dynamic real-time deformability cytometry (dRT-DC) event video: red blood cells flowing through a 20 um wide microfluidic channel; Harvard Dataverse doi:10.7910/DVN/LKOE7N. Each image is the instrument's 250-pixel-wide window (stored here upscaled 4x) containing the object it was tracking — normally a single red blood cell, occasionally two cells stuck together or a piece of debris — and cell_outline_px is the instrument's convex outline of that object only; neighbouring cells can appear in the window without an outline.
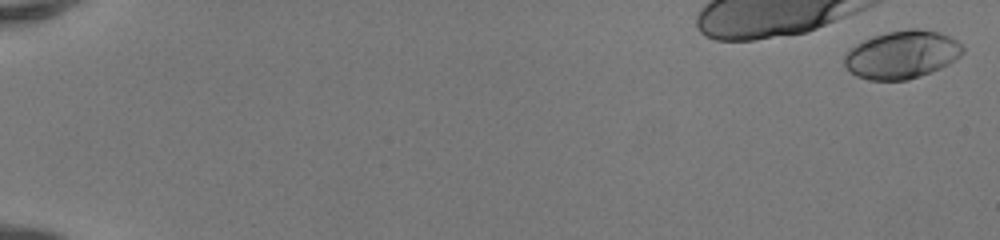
{"species": "human", "species_latin": "Homo sapiens", "temperature_condition": "room temperature", "stored_images_in_passage": 22, "camera_frame_rate_fps": 3000, "um_per_image_px": 0.085, "donor": {"sex": "female"}, "frame": {"image": 1, "passage_image": 1, "time_ms": 0.0, "image_size_px": [1000, 240], "cell_outline_px": [[964, 52], [960, 56], [948, 64], [940, 68], [920, 76], [908, 80], [868, 80], [856, 76], [844, 64], [844, 52], [848, 48], [872, 36], [888, 32], [908, 28], [920, 28], [940, 32], [956, 40], [964, 48]], "centroid_in_image_um": [76.64, 4.63], "position_along_channel_um": 8.4, "area_um2": 33.23}}
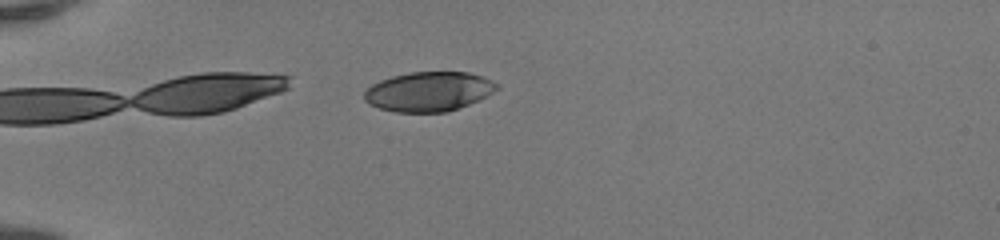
{"frame": {"image": 2, "passage_image": 16, "time_ms": 5.0, "image_size_px": [1000, 240], "cell_outline_px": [[500, 88], [468, 104], [444, 112], [396, 112], [380, 108], [368, 104], [364, 100], [364, 92], [372, 84], [380, 80], [392, 76], [412, 72], [468, 72], [484, 76], [500, 84]], "centroid_in_image_um": [36.43, 7.77], "position_along_channel_um": 48.6, "area_um2": 30.4}}